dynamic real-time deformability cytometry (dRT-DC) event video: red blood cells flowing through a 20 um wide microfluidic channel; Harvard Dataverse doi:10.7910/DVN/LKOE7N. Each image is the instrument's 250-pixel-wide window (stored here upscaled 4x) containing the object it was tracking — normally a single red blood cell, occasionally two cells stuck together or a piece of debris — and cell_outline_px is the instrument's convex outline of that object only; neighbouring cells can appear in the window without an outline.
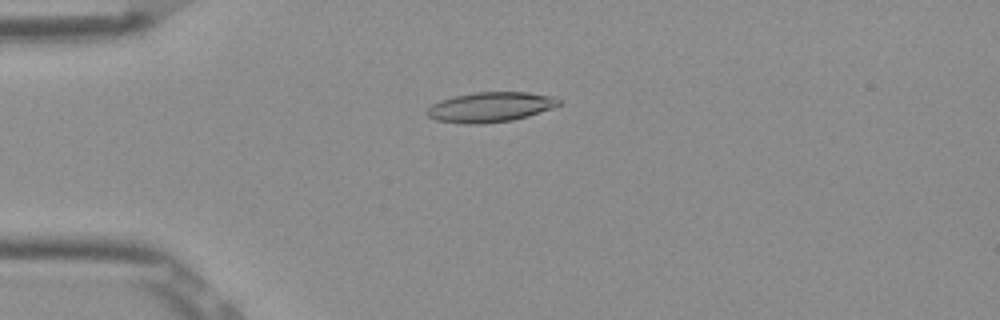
{"species": "Egyptian fruit bat (a non-hibernating species)", "species_latin": "Rousettus aegyptiacus", "temperature_condition": "room temperature", "stored_images_in_passage": 52, "camera_frame_rate_fps": 3000, "um_per_image_px": 0.085, "frame": {"image": 1, "passage_image": 13, "time_ms": 4.0, "image_size_px": [1000, 320], "cell_outline_px": [[560, 104], [552, 108], [528, 116], [512, 120], [480, 124], [464, 124], [436, 120], [428, 116], [424, 112], [432, 104], [440, 100], [456, 96], [476, 92], [528, 92], [556, 96], [560, 100]], "centroid_in_image_um": [41.68, 9.1], "position_along_channel_um": 43.3, "area_um2": 23.06}}
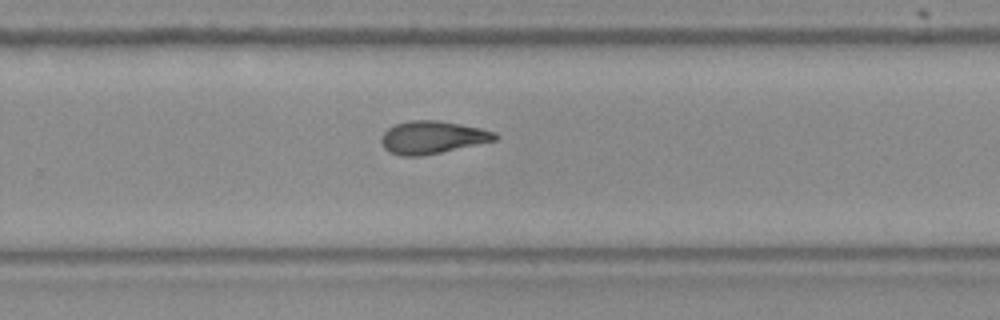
{"frame": {"image": 2, "passage_image": 34, "time_ms": 11.0, "image_size_px": [1000, 320], "cell_outline_px": [[500, 136], [496, 140], [440, 152], [420, 156], [400, 156], [388, 152], [384, 148], [380, 140], [380, 136], [388, 128], [396, 124], [408, 120], [436, 120], [460, 124], [480, 128], [496, 132]], "centroid_in_image_um": [36.72, 11.67], "position_along_channel_um": 293.1, "area_um2": 21.68}}
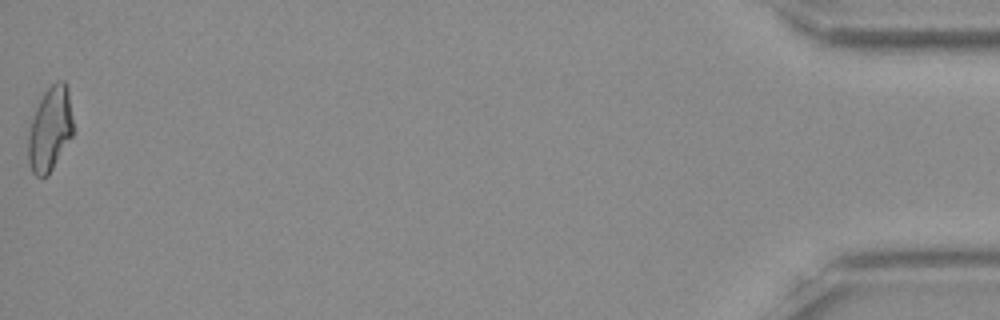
{"frame": {"image": 3, "passage_image": 52, "time_ms": 17.0, "image_size_px": [1000, 320], "cell_outline_px": [[72, 136], [48, 176], [36, 176], [32, 172], [28, 164], [28, 132], [36, 108], [44, 92], [56, 80], [64, 80], [68, 88], [72, 120]], "centroid_in_image_um": [4.24, 10.98], "position_along_channel_um": 431.0, "area_um2": 21.96}, "authors_computed_cell_mechanics": {"area_um2": 21.7617, "velocity_mm_per_s": 3.9014, "shape_relaxation_time_tau1_ms": null, "shape_relaxation_time_tau2_ms": 3.5361, "deformation_change_tau1": null, "deformation_change_tau2": 0.1147}}